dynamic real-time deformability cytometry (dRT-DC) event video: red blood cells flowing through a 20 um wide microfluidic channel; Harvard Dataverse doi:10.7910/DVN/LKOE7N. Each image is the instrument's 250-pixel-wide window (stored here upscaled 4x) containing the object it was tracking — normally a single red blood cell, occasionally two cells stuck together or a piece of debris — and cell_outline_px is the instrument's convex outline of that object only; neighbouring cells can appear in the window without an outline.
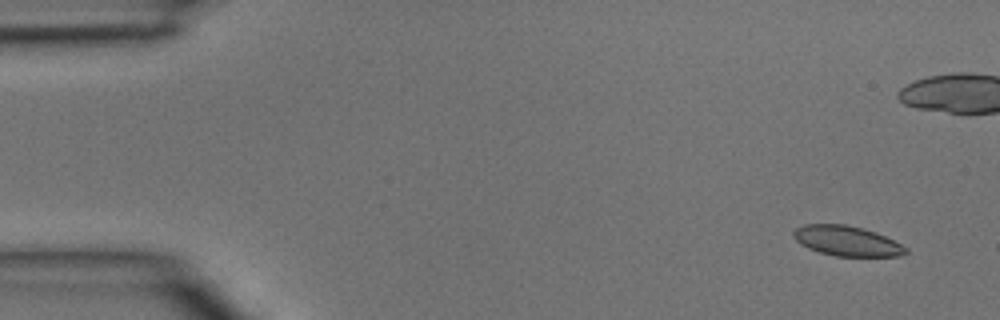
{"species": "common noctule bat (a hibernating species)", "species_latin": "Nyctalus noctula", "temperature_condition": "room temperature", "stored_images_in_passage": 7, "camera_frame_rate_fps": 3000, "um_per_image_px": 0.085, "animal": {"sex": "male", "body_mass_g": 15.6}, "frame": {"image": 1, "passage_image": 1, "time_ms": 0.0, "image_size_px": [1000, 320], "cell_outline_px": [[908, 252], [900, 256], [836, 256], [820, 252], [808, 248], [800, 244], [792, 236], [792, 232], [796, 228], [804, 224], [844, 224], [864, 228], [876, 232], [908, 248]], "centroid_in_image_um": [71.96, 20.47], "position_along_channel_um": 13.0, "area_um2": 19.65}}